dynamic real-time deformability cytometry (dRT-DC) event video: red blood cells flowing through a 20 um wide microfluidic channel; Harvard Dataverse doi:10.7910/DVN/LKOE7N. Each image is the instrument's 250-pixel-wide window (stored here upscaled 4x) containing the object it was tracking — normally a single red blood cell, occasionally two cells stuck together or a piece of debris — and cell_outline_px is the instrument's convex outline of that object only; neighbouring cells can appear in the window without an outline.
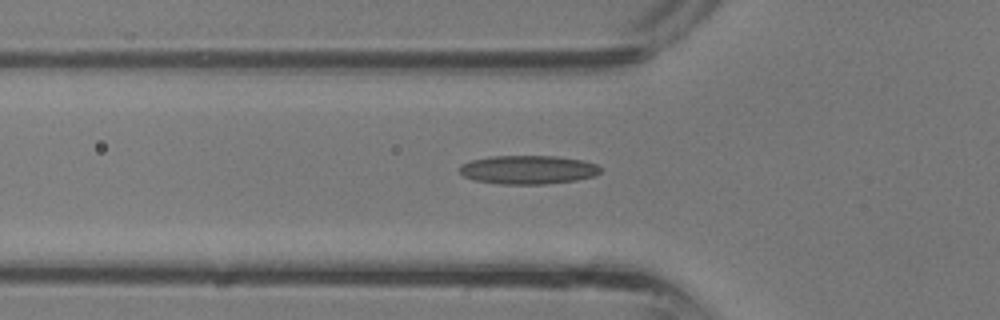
{"species": "common noctule bat (a hibernating species)", "species_latin": "Nyctalus noctula", "temperature_condition": "room temperature", "stored_images_in_passage": 34, "camera_frame_rate_fps": 3000, "um_per_image_px": 0.085, "animal": {"sex": "male", "body_mass_g": 13.3}, "frame": {"image": 1, "passage_image": 11, "time_ms": 3.333, "image_size_px": [1000, 320], "cell_outline_px": [[600, 172], [596, 176], [576, 180], [544, 184], [496, 184], [472, 180], [464, 176], [460, 172], [460, 164], [472, 160], [496, 156], [556, 156], [580, 160], [596, 164], [600, 168]], "centroid_in_image_um": [44.87, 14.44], "position_along_channel_um": 80.9, "area_um2": 23.52}}
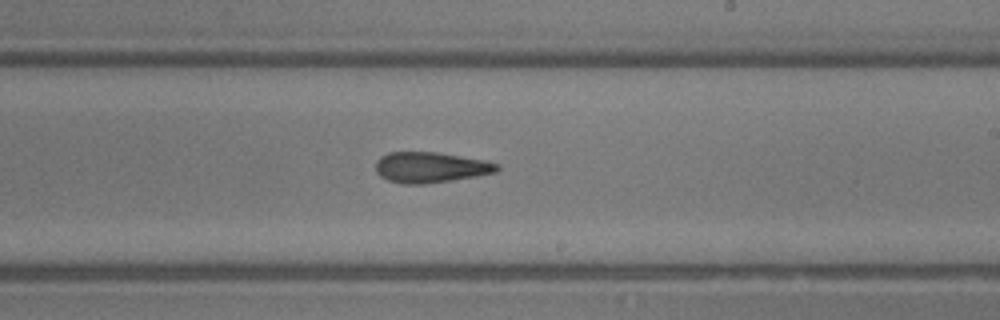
{"frame": {"image": 2, "passage_image": 20, "time_ms": 6.333, "image_size_px": [1000, 320], "cell_outline_px": [[500, 168], [496, 172], [476, 176], [452, 180], [424, 184], [404, 184], [388, 180], [380, 176], [376, 172], [376, 160], [380, 156], [388, 152], [436, 152], [484, 160], [496, 164]], "centroid_in_image_um": [36.55, 14.22], "position_along_channel_um": 252.5, "area_um2": 21.56}}
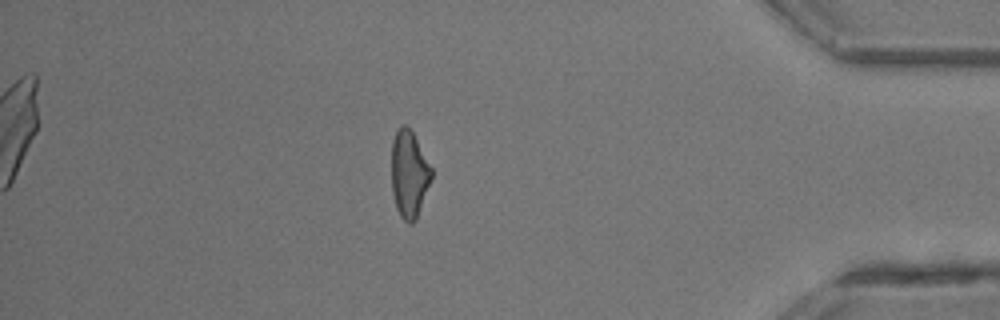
{"frame": {"image": 3, "passage_image": 30, "time_ms": 9.667, "image_size_px": [1000, 320], "cell_outline_px": [[432, 176], [416, 220], [412, 224], [408, 224], [400, 216], [396, 208], [392, 192], [392, 140], [400, 124], [404, 124], [412, 132], [432, 168]], "centroid_in_image_um": [34.76, 14.82], "position_along_channel_um": 400.4, "area_um2": 20.11}}